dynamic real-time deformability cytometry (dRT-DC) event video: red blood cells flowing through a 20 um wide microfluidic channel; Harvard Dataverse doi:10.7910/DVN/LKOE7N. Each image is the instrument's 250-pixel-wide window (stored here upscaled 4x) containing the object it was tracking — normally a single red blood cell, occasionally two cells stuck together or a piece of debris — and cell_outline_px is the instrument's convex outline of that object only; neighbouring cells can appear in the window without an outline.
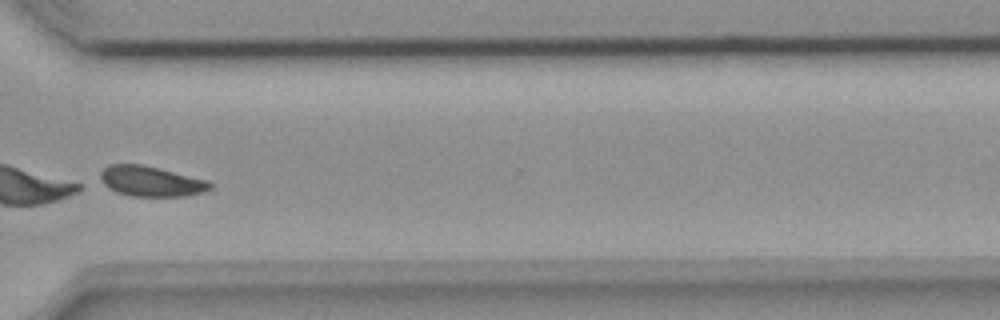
{"species": "common noctule bat (a hibernating species)", "species_latin": "Nyctalus noctula", "temperature_condition": "room temperature", "stored_images_in_passage": 45, "camera_frame_rate_fps": 3000, "um_per_image_px": 0.085, "animal": {"sex": "female", "body_mass_g": 18.4}, "frame": {"image": 1, "passage_image": 32, "time_ms": 10.333, "image_size_px": [1000, 320], "cell_outline_px": [[212, 188], [204, 192], [188, 196], [132, 196], [116, 192], [108, 188], [104, 184], [100, 176], [100, 172], [108, 164], [144, 164], [208, 180], [212, 184]], "centroid_in_image_um": [12.85, 15.4], "position_along_channel_um": 357.8, "area_um2": 19.54}}